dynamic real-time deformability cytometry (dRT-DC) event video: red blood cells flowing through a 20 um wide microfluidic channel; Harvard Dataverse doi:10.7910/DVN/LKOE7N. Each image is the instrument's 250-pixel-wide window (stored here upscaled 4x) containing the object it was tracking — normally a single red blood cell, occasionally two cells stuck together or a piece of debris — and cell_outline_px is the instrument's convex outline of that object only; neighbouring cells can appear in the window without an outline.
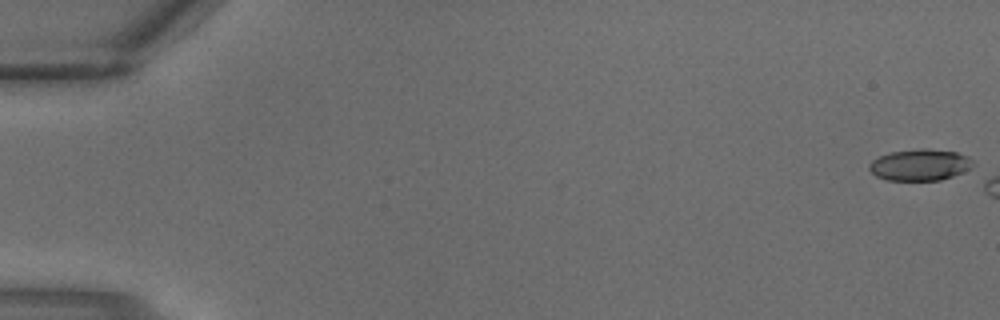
{"species": "common noctule bat (a hibernating species)", "species_latin": "Nyctalus noctula", "temperature_condition": "warm", "stored_images_in_passage": 4, "camera_frame_rate_fps": 3000, "um_per_image_px": 0.085, "animal": {"sex": "male", "body_mass_g": 18.8}, "frame": {"image": 1, "passage_image": 1, "time_ms": 0.0, "image_size_px": [1000, 320], "cell_outline_px": [[976, 172], [940, 180], [888, 180], [876, 176], [868, 168], [868, 164], [872, 160], [880, 156], [892, 152], [920, 148], [924, 148], [956, 152], [968, 156], [976, 164]], "centroid_in_image_um": [78.35, 14.03], "position_along_channel_um": 6.7, "area_um2": 19.71}}